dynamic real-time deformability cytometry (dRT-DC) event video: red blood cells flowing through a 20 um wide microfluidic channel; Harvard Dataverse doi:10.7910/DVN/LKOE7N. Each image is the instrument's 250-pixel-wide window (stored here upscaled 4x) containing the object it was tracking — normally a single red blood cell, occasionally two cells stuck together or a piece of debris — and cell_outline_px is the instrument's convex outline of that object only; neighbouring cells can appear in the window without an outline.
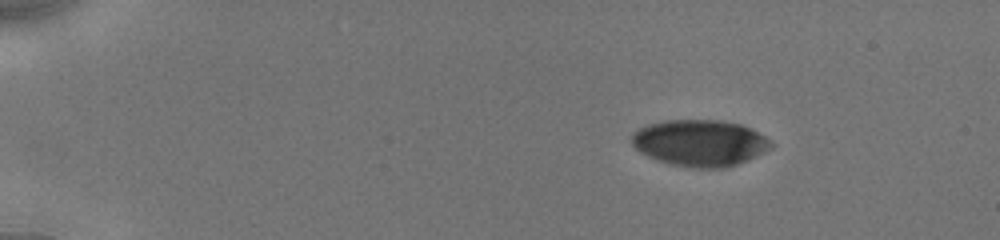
{"species": "human", "species_latin": "Homo sapiens", "temperature_condition": "cold", "stored_images_in_passage": 32, "camera_frame_rate_fps": 3000, "um_per_image_px": 0.085, "donor": {"sex": "male"}, "frame": {"image": 1, "passage_image": 1, "time_ms": 0.0, "image_size_px": [1000, 240], "cell_outline_px": [[776, 144], [772, 148], [756, 156], [736, 164], [724, 168], [692, 168], [668, 164], [648, 156], [640, 152], [632, 144], [632, 132], [648, 124], [664, 120], [720, 120], [740, 124], [752, 128], [772, 140]], "centroid_in_image_um": [59.52, 12.15], "position_along_channel_um": 25.5, "area_um2": 38.03}}
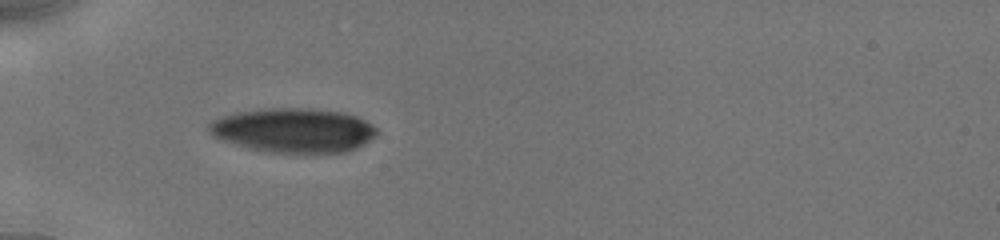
{"frame": {"image": 2, "passage_image": 28, "time_ms": 3.333, "image_size_px": [1000, 240], "cell_outline_px": [[376, 136], [364, 144], [356, 148], [344, 152], [312, 156], [304, 156], [268, 152], [252, 148], [224, 140], [212, 136], [208, 132], [208, 124], [212, 120], [220, 116], [236, 112], [264, 108], [312, 108], [344, 112], [356, 116], [372, 124], [376, 128]], "centroid_in_image_um": [24.98, 11.11], "position_along_channel_um": 60.0, "area_um2": 44.51}}